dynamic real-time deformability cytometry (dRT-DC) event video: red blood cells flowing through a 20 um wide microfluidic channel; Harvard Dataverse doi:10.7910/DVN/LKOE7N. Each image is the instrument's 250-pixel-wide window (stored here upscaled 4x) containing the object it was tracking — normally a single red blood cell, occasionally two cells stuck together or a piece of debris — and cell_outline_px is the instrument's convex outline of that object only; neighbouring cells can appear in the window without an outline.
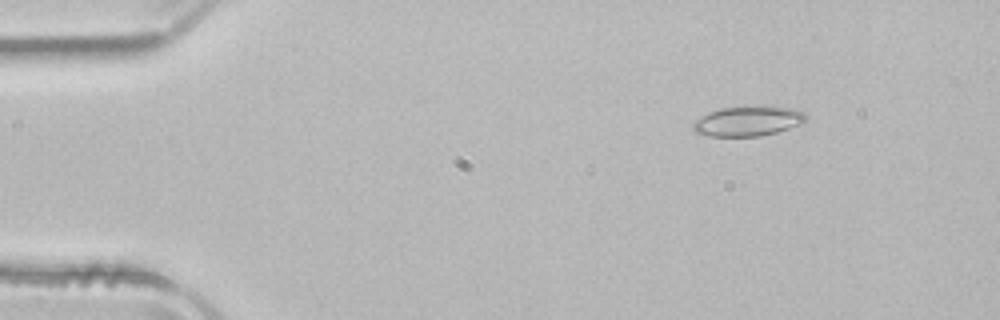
{"species": "common noctule bat (a hibernating species)", "species_latin": "Nyctalus noctula", "temperature_condition": "room temperature", "stored_images_in_passage": 51, "camera_frame_rate_fps": 3000, "um_per_image_px": 0.085, "animal": {"sex": "male", "body_mass_g": 21.5, "forearm_length_mm": 52.0}, "frame": {"image": 1, "passage_image": 7, "time_ms": 2.0, "image_size_px": [1000, 320], "cell_outline_px": [[808, 116], [804, 124], [776, 132], [760, 136], [708, 136], [692, 132], [692, 120], [708, 112], [720, 108], [744, 104], [768, 104], [792, 108], [804, 112]], "centroid_in_image_um": [63.57, 10.24], "position_along_channel_um": 21.4, "area_um2": 20.87}}
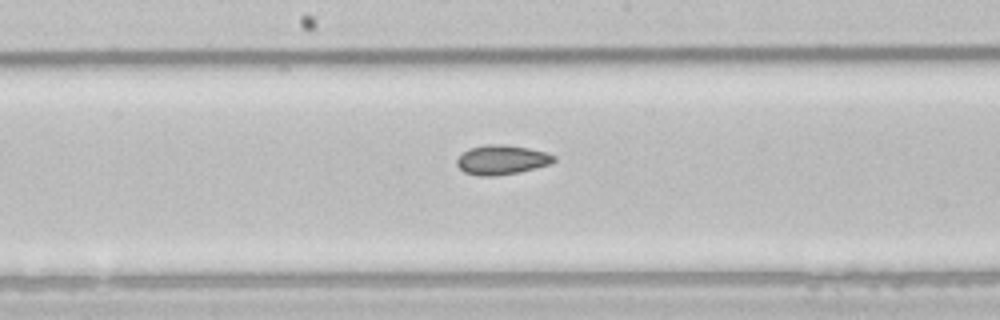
{"frame": {"image": 2, "passage_image": 27, "time_ms": 8.667, "image_size_px": [1000, 320], "cell_outline_px": [[556, 160], [548, 164], [536, 168], [520, 172], [496, 176], [480, 176], [464, 172], [456, 164], [456, 160], [468, 148], [484, 144], [500, 144], [528, 148], [544, 152], [556, 156]], "centroid_in_image_um": [42.63, 13.59], "position_along_channel_um": 205.6, "area_um2": 16.65}}
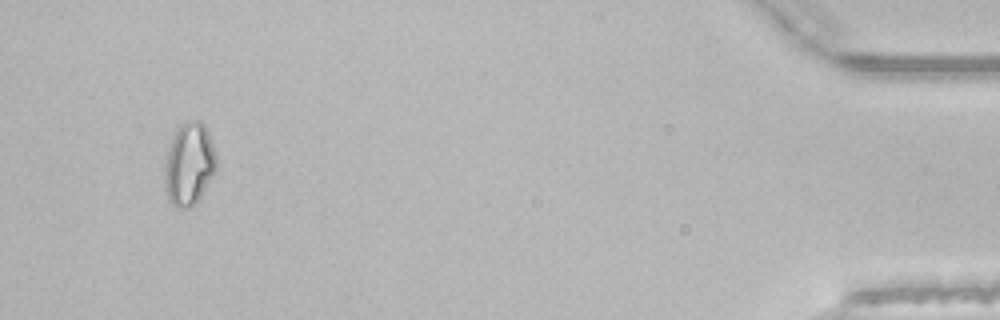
{"frame": {"image": 3, "passage_image": 49, "time_ms": 16.0, "image_size_px": [1000, 320], "cell_outline_px": [[216, 172], [200, 196], [188, 208], [176, 208], [168, 200], [164, 188], [164, 164], [168, 148], [176, 132], [188, 120], [200, 120], [204, 124], [208, 132], [216, 156]], "centroid_in_image_um": [16.06, 13.97], "position_along_channel_um": 419.1, "area_um2": 24.74}, "authors_computed_cell_mechanics": {"area_um2": 18.207, "velocity_mm_per_s": 3.9688, "shape_relaxation_time_tau1_ms": null, "shape_relaxation_time_tau2_ms": 3.2195, "deformation_change_tau1": null, "deformation_change_tau2": 0.0615}}